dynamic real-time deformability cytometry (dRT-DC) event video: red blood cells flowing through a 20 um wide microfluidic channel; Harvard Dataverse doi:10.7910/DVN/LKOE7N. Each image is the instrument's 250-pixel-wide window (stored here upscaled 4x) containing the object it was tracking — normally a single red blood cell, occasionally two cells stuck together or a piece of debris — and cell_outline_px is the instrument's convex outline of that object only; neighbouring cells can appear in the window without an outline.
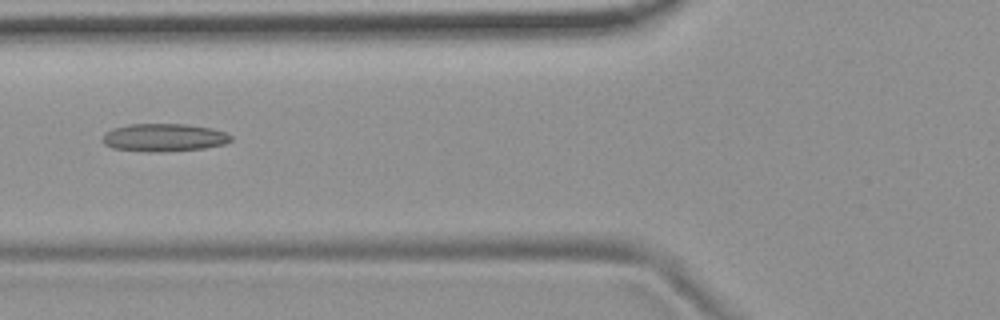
{"species": "common noctule bat (a hibernating species)", "species_latin": "Nyctalus noctula", "temperature_condition": "room temperature", "stored_images_in_passage": 6, "camera_frame_rate_fps": 3000, "um_per_image_px": 0.085, "animal": {"sex": "female", "body_mass_g": 19.9}, "frame": {"image": 1, "passage_image": 3, "time_ms": 0.667, "image_size_px": [1000, 320], "cell_outline_px": [[232, 140], [224, 144], [204, 148], [160, 152], [148, 152], [112, 148], [104, 144], [100, 140], [104, 132], [112, 128], [128, 124], [184, 124], [212, 128], [224, 132], [232, 136]], "centroid_in_image_um": [13.88, 11.69], "position_along_channel_um": 111.9, "area_um2": 21.04}}
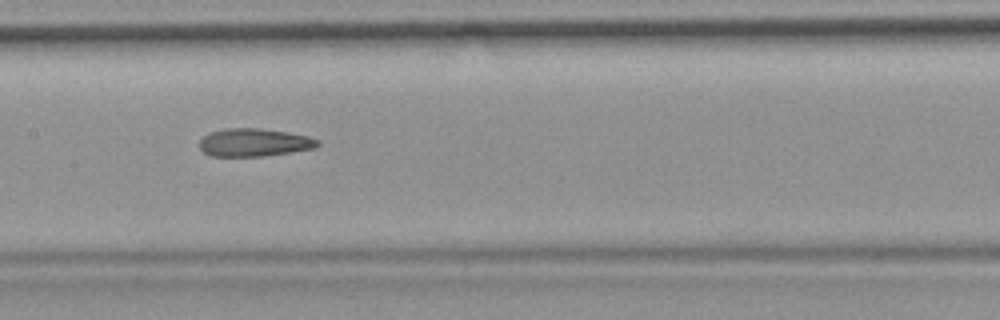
{"frame": {"image": 2, "passage_image": 5, "time_ms": 1.333, "image_size_px": [1000, 320], "cell_outline_px": [[320, 144], [316, 148], [264, 156], [212, 156], [204, 152], [200, 148], [200, 140], [208, 132], [224, 128], [260, 128], [288, 132], [308, 136], [320, 140]], "centroid_in_image_um": [21.62, 12.1], "position_along_channel_um": 185.8, "area_um2": 19.36}}
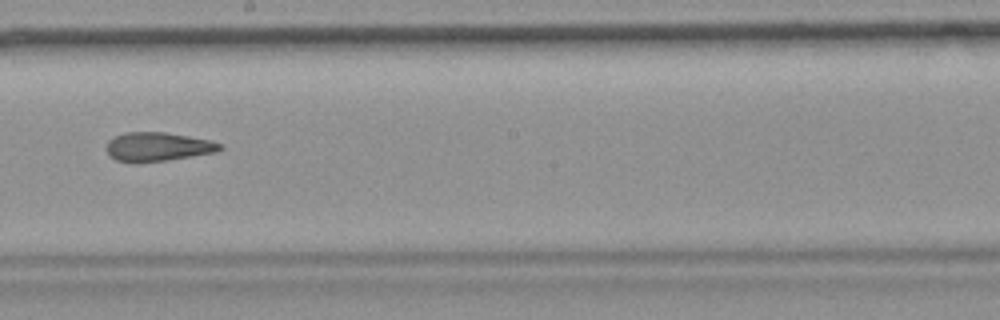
{"frame": {"image": 3, "passage_image": 6, "time_ms": 1.667, "image_size_px": [1000, 320], "cell_outline_px": [[224, 148], [216, 152], [168, 160], [116, 160], [108, 156], [104, 148], [108, 140], [124, 132], [164, 132], [212, 140], [224, 144]], "centroid_in_image_um": [13.44, 12.44], "position_along_channel_um": 234.8, "area_um2": 18.9}}